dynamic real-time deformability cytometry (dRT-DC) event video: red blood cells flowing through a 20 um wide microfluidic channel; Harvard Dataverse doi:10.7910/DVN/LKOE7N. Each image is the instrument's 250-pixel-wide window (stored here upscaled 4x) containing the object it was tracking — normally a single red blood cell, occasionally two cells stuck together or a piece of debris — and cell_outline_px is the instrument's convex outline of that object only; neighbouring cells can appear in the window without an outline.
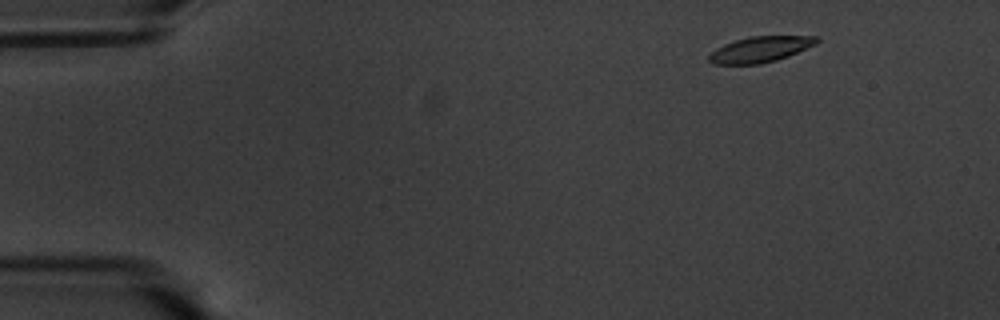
{"species": "common noctule bat (a hibernating species)", "species_latin": "Nyctalus noctula", "temperature_condition": "warm", "stored_images_in_passage": 11, "camera_frame_rate_fps": 3000, "um_per_image_px": 0.085, "animal": {"sex": "male", "body_mass_g": 20.1, "forearm_length_mm": 53.5}, "frame": {"image": 1, "passage_image": 4, "time_ms": 1.0, "image_size_px": [1000, 320], "cell_outline_px": [[820, 40], [816, 44], [788, 56], [776, 60], [760, 64], [712, 64], [708, 60], [708, 56], [716, 48], [724, 44], [748, 36], [816, 36]], "centroid_in_image_um": [64.61, 4.19], "position_along_channel_um": 20.4, "area_um2": 16.13}}